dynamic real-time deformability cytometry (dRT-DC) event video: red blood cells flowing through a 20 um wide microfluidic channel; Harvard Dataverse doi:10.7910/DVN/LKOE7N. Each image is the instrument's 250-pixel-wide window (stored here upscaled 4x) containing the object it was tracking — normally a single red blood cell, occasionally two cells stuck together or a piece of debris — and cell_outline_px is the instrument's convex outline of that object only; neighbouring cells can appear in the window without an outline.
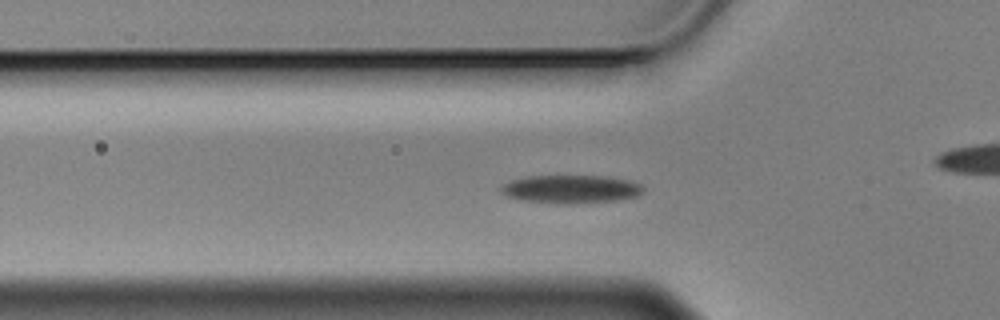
{"species": "Egyptian fruit bat (a non-hibernating species)", "species_latin": "Rousettus aegyptiacus", "temperature_condition": "cold", "stored_images_in_passage": 45, "camera_frame_rate_fps": 3000, "um_per_image_px": 0.085, "animal": {"sex": "male"}, "frame": {"image": 1, "passage_image": 5, "time_ms": 1.333, "image_size_px": [1000, 320], "cell_outline_px": [[644, 192], [636, 196], [616, 200], [568, 204], [560, 204], [524, 200], [504, 196], [500, 192], [500, 184], [512, 180], [528, 176], [608, 176], [632, 180], [640, 184], [644, 188]], "centroid_in_image_um": [48.51, 16.07], "position_along_channel_um": 77.3, "area_um2": 23.58}}
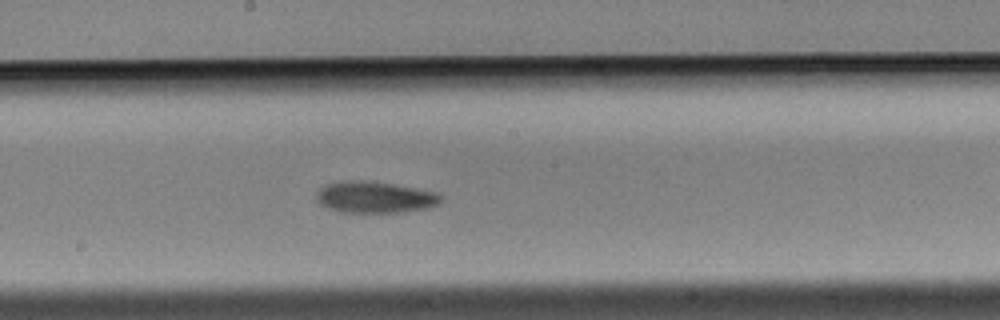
{"frame": {"image": 2, "passage_image": 17, "time_ms": 5.333, "image_size_px": [1000, 320], "cell_outline_px": [[444, 200], [436, 204], [424, 208], [396, 212], [344, 212], [328, 208], [320, 204], [316, 200], [316, 192], [324, 184], [344, 180], [364, 180], [392, 184], [440, 192], [444, 196]], "centroid_in_image_um": [31.85, 16.74], "position_along_channel_um": 216.4, "area_um2": 22.89}}
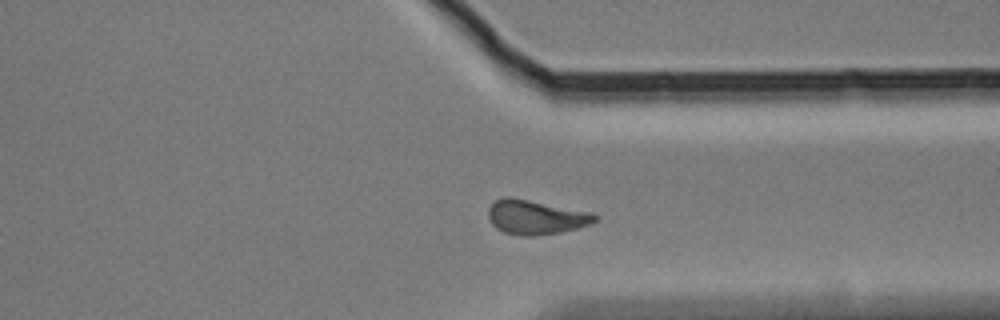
{"frame": {"image": 3, "passage_image": 30, "time_ms": 9.667, "image_size_px": [1000, 320], "cell_outline_px": [[600, 216], [592, 224], [560, 232], [532, 236], [524, 236], [504, 232], [496, 228], [492, 224], [488, 216], [488, 208], [496, 200], [504, 196], [508, 196], [588, 212]], "centroid_in_image_um": [45.51, 18.46], "position_along_channel_um": 365.9, "area_um2": 21.04}, "authors_computed_cell_mechanics": {"area_um2": 21.5016, "velocity_mm_per_s": 3.4598, "shape_relaxation_time_tau1_ms": 3.8408, "shape_relaxation_time_tau2_ms": null, "deformation_change_tau1": 0.0949, "deformation_change_tau2": null}}